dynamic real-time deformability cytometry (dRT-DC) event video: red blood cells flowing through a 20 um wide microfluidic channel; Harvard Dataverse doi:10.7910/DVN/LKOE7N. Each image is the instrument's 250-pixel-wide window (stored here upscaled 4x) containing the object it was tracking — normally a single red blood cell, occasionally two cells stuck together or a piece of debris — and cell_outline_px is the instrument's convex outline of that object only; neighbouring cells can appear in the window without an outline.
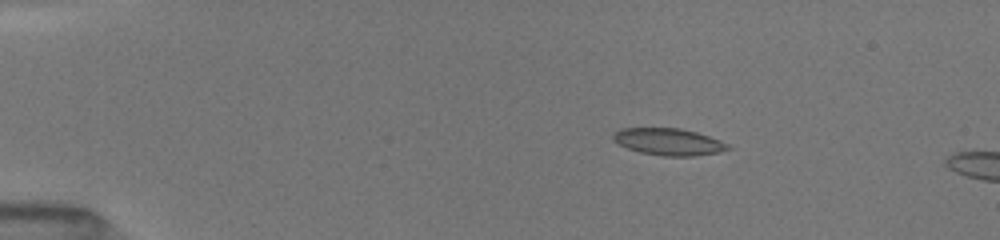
{"species": "common noctule bat (a hibernating species)", "species_latin": "Nyctalus noctula", "temperature_condition": "room temperature", "stored_images_in_passage": 9, "camera_frame_rate_fps": 3000, "um_per_image_px": 0.085, "animal": {"sex": "female", "body_mass_g": 19.5, "forearm_length_mm": 54.1}, "frame": {"image": 1, "passage_image": 6, "time_ms": 2.667, "image_size_px": [1000, 240], "cell_outline_px": [[732, 148], [720, 152], [692, 156], [664, 156], [640, 152], [628, 148], [612, 140], [612, 136], [620, 128], [680, 128], [696, 132], [720, 140], [728, 144]], "centroid_in_image_um": [56.84, 12.05], "position_along_channel_um": 28.2, "area_um2": 17.92}}